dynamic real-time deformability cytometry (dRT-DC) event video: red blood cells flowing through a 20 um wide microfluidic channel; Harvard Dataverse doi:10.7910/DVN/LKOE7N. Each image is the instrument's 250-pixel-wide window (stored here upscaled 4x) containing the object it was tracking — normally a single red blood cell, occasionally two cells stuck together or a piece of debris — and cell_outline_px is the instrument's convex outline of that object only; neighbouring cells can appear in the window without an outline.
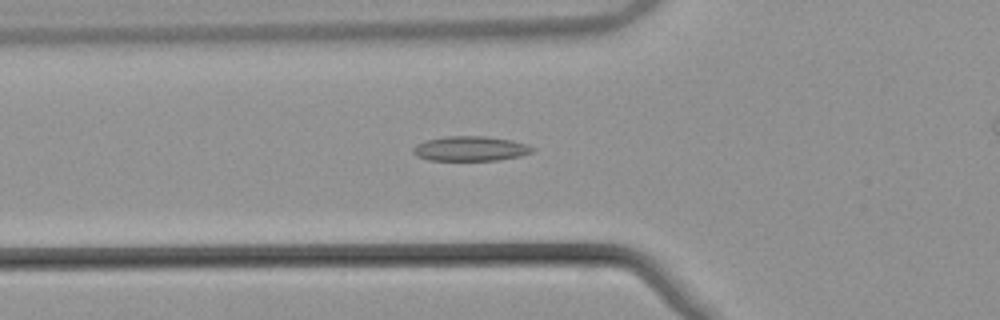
{"species": "common noctule bat (a hibernating species)", "species_latin": "Nyctalus noctula", "temperature_condition": "warm", "stored_images_in_passage": 41, "camera_frame_rate_fps": 3000, "um_per_image_px": 0.085, "animal": {"sex": "male", "body_mass_g": 21.5, "forearm_length_mm": 52.0}, "frame": {"image": 1, "passage_image": 12, "time_ms": 3.667, "image_size_px": [1000, 320], "cell_outline_px": [[536, 148], [532, 152], [520, 156], [500, 160], [428, 160], [416, 156], [412, 152], [412, 148], [416, 144], [424, 140], [444, 136], [484, 136], [512, 140], [528, 144]], "centroid_in_image_um": [39.97, 12.63], "position_along_channel_um": 85.8, "area_um2": 17.46}}
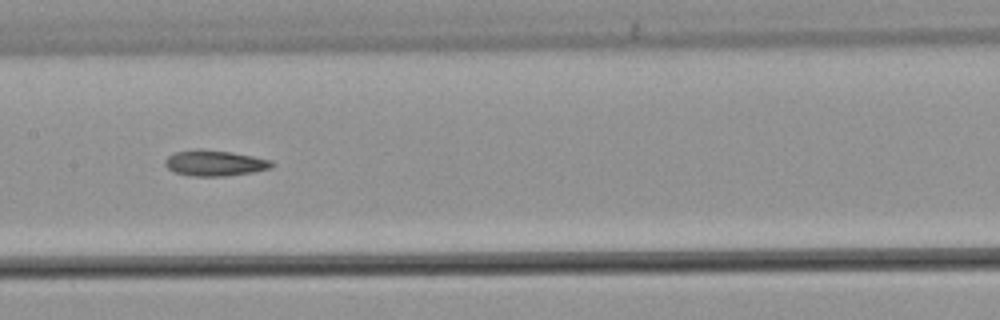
{"frame": {"image": 2, "passage_image": 20, "time_ms": 6.333, "image_size_px": [1000, 320], "cell_outline_px": [[276, 164], [272, 168], [252, 172], [224, 176], [188, 176], [176, 172], [168, 168], [164, 164], [164, 160], [168, 156], [176, 152], [192, 148], [200, 148], [232, 152], [272, 160]], "centroid_in_image_um": [18.25, 13.85], "position_along_channel_um": 189.1, "area_um2": 16.24}}
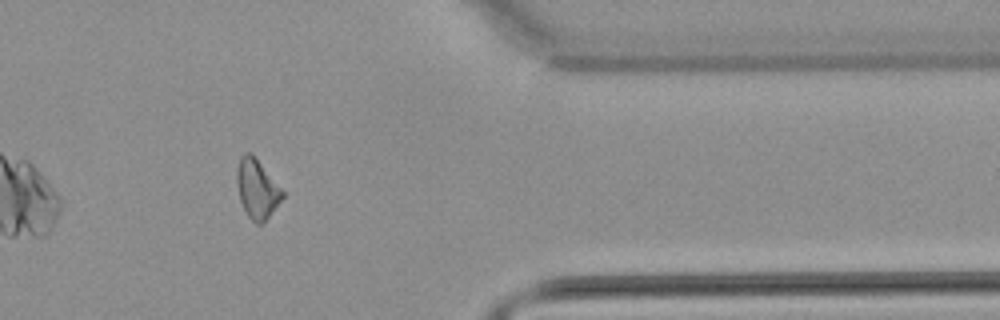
{"frame": {"image": 3, "passage_image": 37, "time_ms": 12.0, "image_size_px": [1000, 320], "cell_outline_px": [[284, 196], [264, 224], [256, 224], [248, 216], [240, 200], [236, 184], [236, 168], [240, 156], [244, 152], [252, 152], [284, 192]], "centroid_in_image_um": [21.83, 16.04], "position_along_channel_um": 389.6, "area_um2": 15.9}}